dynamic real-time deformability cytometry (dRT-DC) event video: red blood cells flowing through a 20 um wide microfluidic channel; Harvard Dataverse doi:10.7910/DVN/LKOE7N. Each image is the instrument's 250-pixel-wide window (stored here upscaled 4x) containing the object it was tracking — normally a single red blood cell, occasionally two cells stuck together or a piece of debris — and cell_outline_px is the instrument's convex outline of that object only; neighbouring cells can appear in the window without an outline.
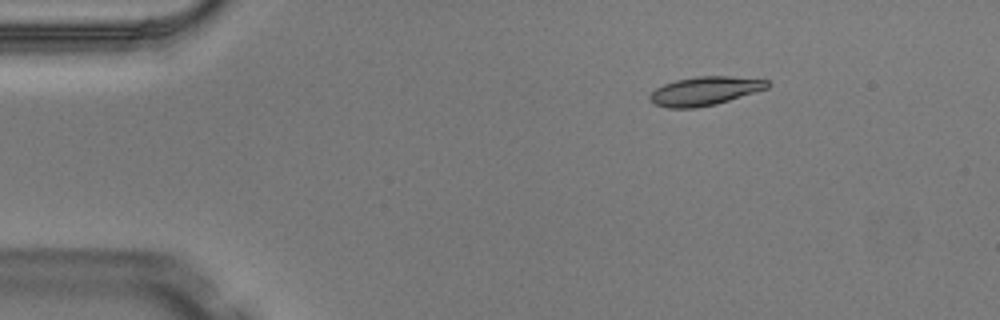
{"species": "Egyptian fruit bat (a non-hibernating species)", "species_latin": "Rousettus aegyptiacus", "temperature_condition": "warm", "stored_images_in_passage": 4, "camera_frame_rate_fps": 3000, "um_per_image_px": 0.085, "animal": {"sex": "male"}, "frame": {"image": 1, "passage_image": 2, "time_ms": 0.333, "image_size_px": [1000, 320], "cell_outline_px": [[772, 84], [768, 88], [716, 104], [696, 108], [668, 108], [652, 104], [648, 100], [648, 96], [656, 88], [664, 84], [676, 80], [696, 76], [728, 76], [768, 80]], "centroid_in_image_um": [59.88, 7.74], "position_along_channel_um": 25.1, "area_um2": 19.77}}
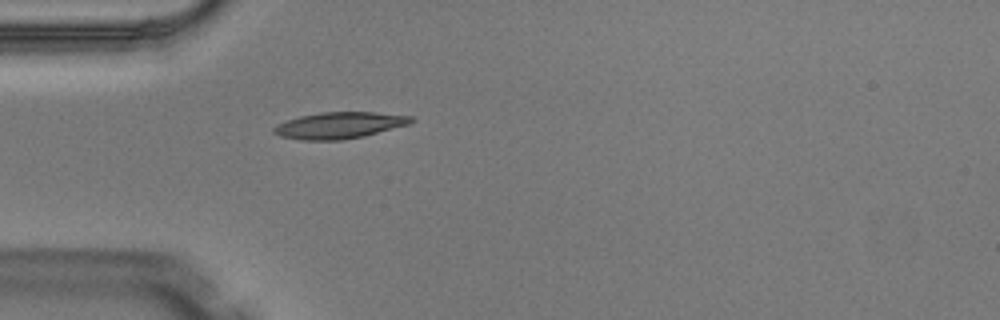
{"frame": {"image": 2, "passage_image": 4, "time_ms": 1.0, "image_size_px": [1000, 320], "cell_outline_px": [[416, 120], [408, 124], [364, 136], [340, 140], [300, 140], [280, 136], [272, 132], [272, 128], [276, 124], [300, 116], [320, 112], [372, 112], [412, 116]], "centroid_in_image_um": [28.81, 10.65], "position_along_channel_um": 56.2, "area_um2": 21.1}}